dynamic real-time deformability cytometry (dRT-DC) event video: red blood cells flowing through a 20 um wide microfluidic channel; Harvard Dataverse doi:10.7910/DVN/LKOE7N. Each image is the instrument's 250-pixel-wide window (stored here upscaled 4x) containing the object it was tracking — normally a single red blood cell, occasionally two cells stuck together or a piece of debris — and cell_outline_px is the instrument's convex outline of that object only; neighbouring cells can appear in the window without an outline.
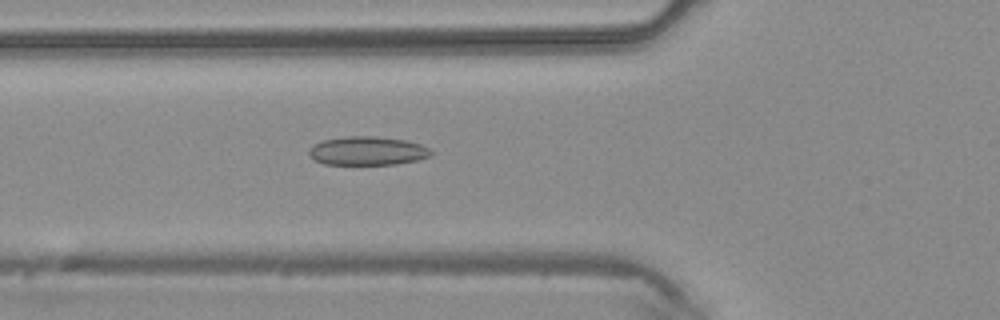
{"species": "common noctule bat (a hibernating species)", "species_latin": "Nyctalus noctula", "temperature_condition": "warm", "stored_images_in_passage": 42, "camera_frame_rate_fps": 3000, "um_per_image_px": 0.085, "animal": {"sex": "male", "body_mass_g": 20.4}, "frame": {"image": 1, "passage_image": 15, "time_ms": 4.667, "image_size_px": [1000, 320], "cell_outline_px": [[432, 152], [428, 156], [416, 160], [396, 164], [324, 164], [308, 156], [308, 148], [312, 144], [324, 140], [348, 136], [372, 136], [404, 140], [420, 144], [428, 148]], "centroid_in_image_um": [31.16, 12.82], "position_along_channel_um": 94.6, "area_um2": 20.23}}
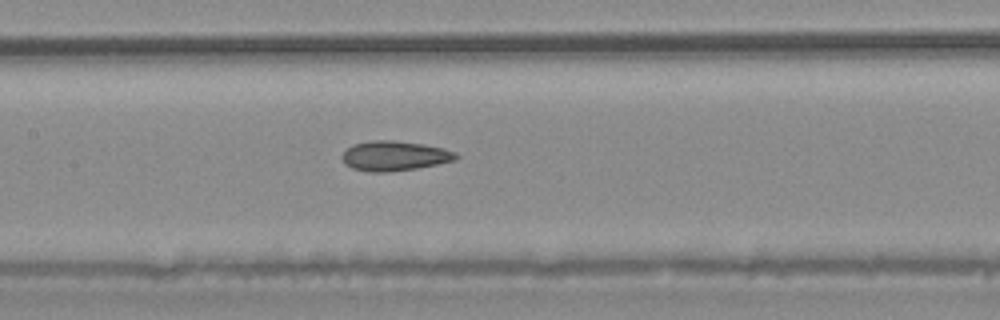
{"frame": {"image": 2, "passage_image": 20, "time_ms": 6.333, "image_size_px": [1000, 320], "cell_outline_px": [[460, 156], [456, 160], [416, 168], [388, 172], [368, 172], [352, 168], [344, 164], [340, 156], [352, 144], [372, 140], [396, 140], [444, 148], [456, 152]], "centroid_in_image_um": [33.51, 13.25], "position_along_channel_um": 173.9, "area_um2": 19.88}}
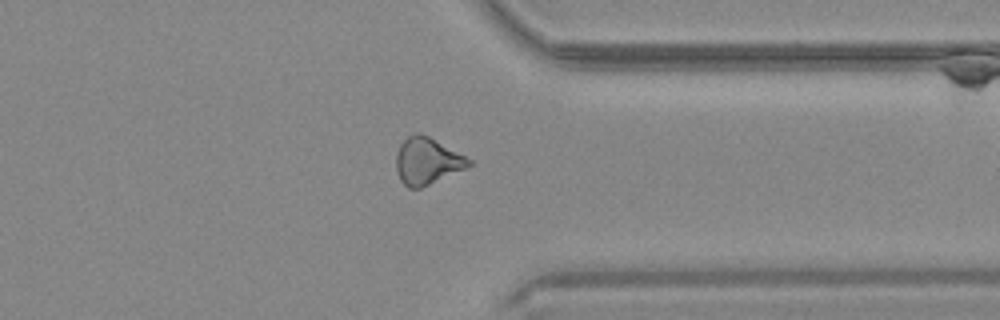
{"frame": {"image": 3, "passage_image": 33, "time_ms": 10.667, "image_size_px": [1000, 320], "cell_outline_px": [[472, 164], [464, 168], [420, 188], [408, 188], [400, 180], [396, 168], [396, 152], [400, 144], [408, 136], [416, 132], [420, 132], [428, 136], [472, 160]], "centroid_in_image_um": [36.26, 13.67], "position_along_channel_um": 375.1, "area_um2": 19.42}}